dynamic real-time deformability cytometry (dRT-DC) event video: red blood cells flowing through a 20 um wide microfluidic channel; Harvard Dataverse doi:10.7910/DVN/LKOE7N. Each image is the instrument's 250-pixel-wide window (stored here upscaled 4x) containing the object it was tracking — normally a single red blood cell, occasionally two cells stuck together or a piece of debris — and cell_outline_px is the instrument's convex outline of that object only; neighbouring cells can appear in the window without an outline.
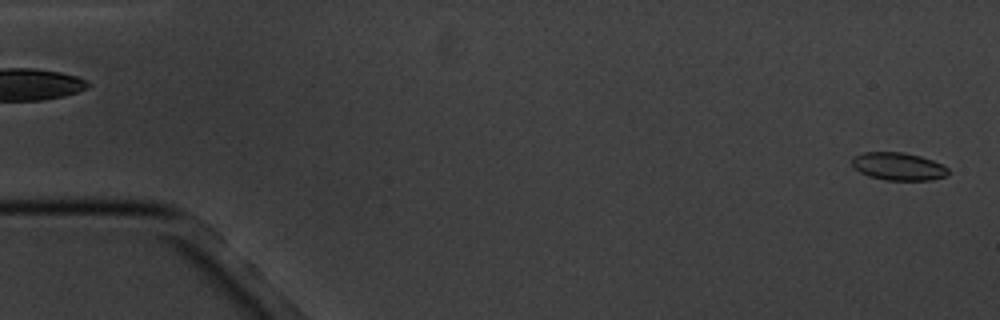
{"species": "common noctule bat (a hibernating species)", "species_latin": "Nyctalus noctula", "temperature_condition": "cold", "stored_images_in_passage": 5, "camera_frame_rate_fps": 3000, "um_per_image_px": 0.085, "animal": {"sex": "male", "body_mass_g": 20.1, "forearm_length_mm": 53.5}, "frame": {"image": 1, "passage_image": 5, "time_ms": 5.333, "image_size_px": [1000, 320], "cell_outline_px": [[948, 176], [932, 180], [884, 180], [868, 176], [852, 168], [852, 156], [864, 152], [904, 152], [920, 156], [932, 160], [948, 168]], "centroid_in_image_um": [76.33, 14.15], "position_along_channel_um": 8.7, "area_um2": 15.72}}